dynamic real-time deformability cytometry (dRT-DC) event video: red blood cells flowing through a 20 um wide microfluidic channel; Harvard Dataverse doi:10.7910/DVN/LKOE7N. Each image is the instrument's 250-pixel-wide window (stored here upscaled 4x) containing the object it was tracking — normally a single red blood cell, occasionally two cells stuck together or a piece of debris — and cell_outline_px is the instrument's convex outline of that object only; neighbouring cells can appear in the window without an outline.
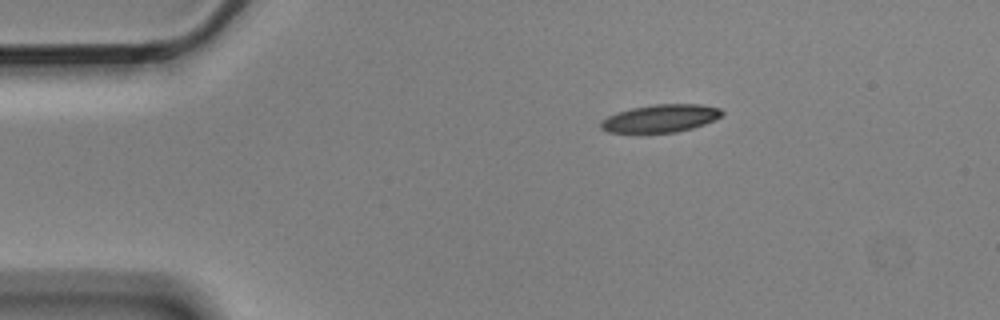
{"species": "Egyptian fruit bat (a non-hibernating species)", "species_latin": "Rousettus aegyptiacus", "temperature_condition": "cold", "stored_images_in_passage": 4, "camera_frame_rate_fps": 3000, "um_per_image_px": 0.085, "animal": {"sex": "male"}, "frame": {"image": 1, "passage_image": 1, "time_ms": 0.0, "image_size_px": [1000, 320], "cell_outline_px": [[724, 116], [704, 124], [692, 128], [676, 132], [608, 132], [600, 128], [600, 120], [616, 112], [632, 108], [652, 104], [704, 104], [720, 108], [724, 112]], "centroid_in_image_um": [56.17, 10.04], "position_along_channel_um": 28.8, "area_um2": 19.71}}
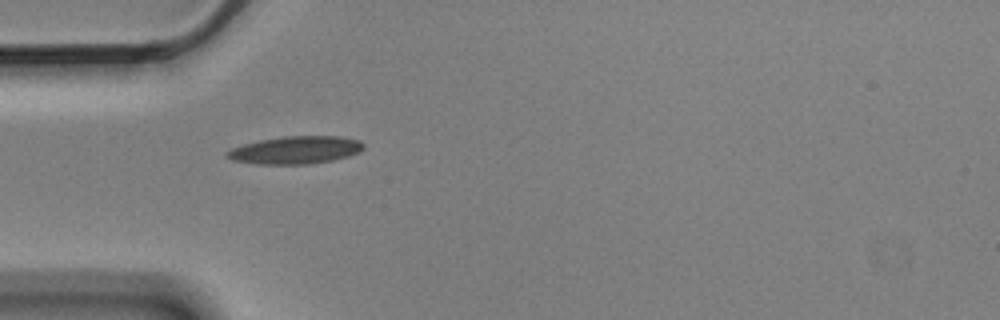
{"frame": {"image": 2, "passage_image": 3, "time_ms": 0.667, "image_size_px": [1000, 320], "cell_outline_px": [[364, 148], [360, 152], [348, 156], [332, 160], [308, 164], [256, 164], [232, 160], [224, 156], [224, 152], [232, 148], [244, 144], [260, 140], [284, 136], [340, 136], [360, 140], [364, 144]], "centroid_in_image_um": [25.11, 12.75], "position_along_channel_um": 59.9, "area_um2": 22.14}}
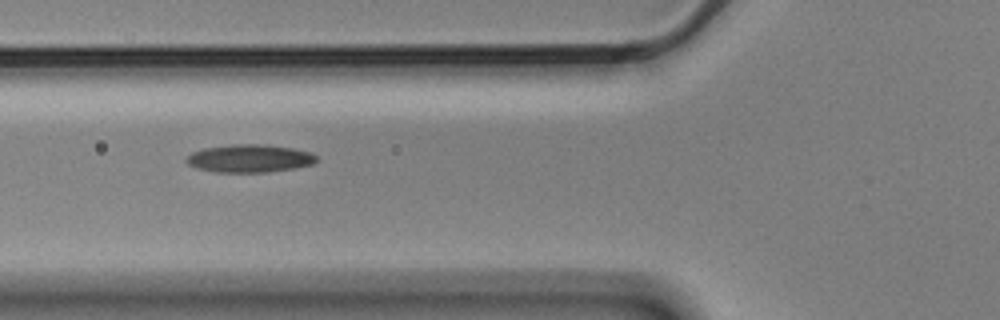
{"frame": {"image": 3, "passage_image": 4, "time_ms": 1.0, "image_size_px": [1000, 320], "cell_outline_px": [[316, 160], [312, 164], [296, 168], [268, 172], [216, 172], [196, 168], [188, 164], [184, 160], [192, 152], [204, 148], [232, 144], [260, 144], [292, 148], [312, 152], [316, 156]], "centroid_in_image_um": [21.2, 13.47], "position_along_channel_um": 104.6, "area_um2": 21.15}}